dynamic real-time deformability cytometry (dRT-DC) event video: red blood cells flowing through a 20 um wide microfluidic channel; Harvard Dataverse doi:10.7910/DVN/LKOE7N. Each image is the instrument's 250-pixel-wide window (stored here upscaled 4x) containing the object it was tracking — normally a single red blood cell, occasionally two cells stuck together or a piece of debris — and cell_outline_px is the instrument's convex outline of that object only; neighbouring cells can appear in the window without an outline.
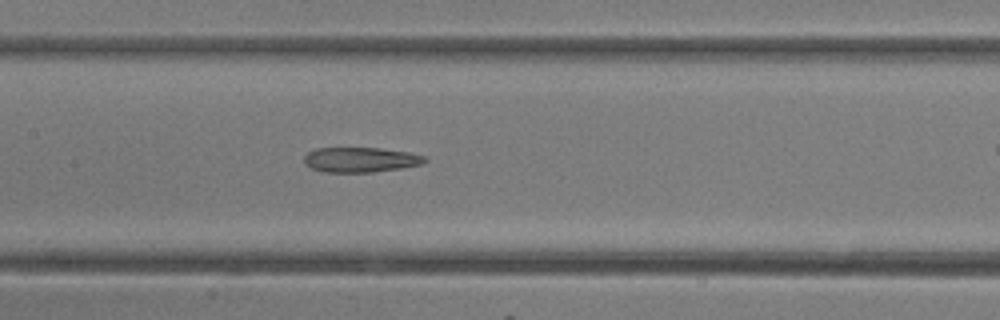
{"species": "common noctule bat (a hibernating species)", "species_latin": "Nyctalus noctula", "temperature_condition": "room temperature", "stored_images_in_passage": 27, "camera_frame_rate_fps": 3000, "um_per_image_px": 0.085, "animal": {"sex": "female"}, "frame": {"image": 1, "passage_image": 16, "time_ms": 5.0, "image_size_px": [1000, 320], "cell_outline_px": [[428, 160], [424, 164], [404, 168], [372, 172], [324, 172], [312, 168], [304, 164], [304, 156], [308, 152], [316, 148], [380, 148], [408, 152], [424, 156]], "centroid_in_image_um": [30.66, 13.58], "position_along_channel_um": 176.7, "area_um2": 17.69}}
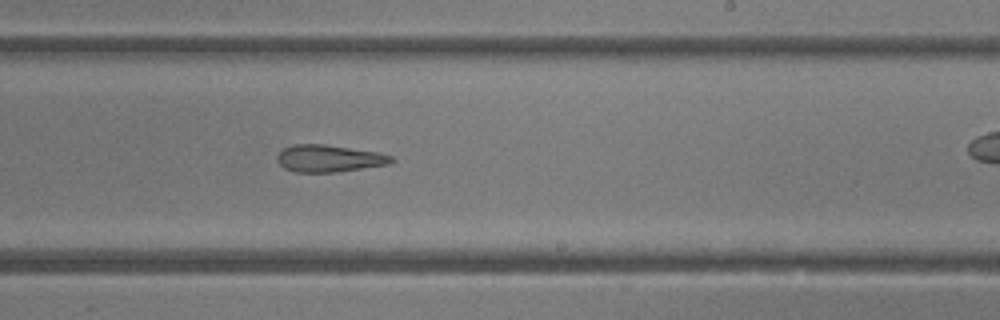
{"frame": {"image": 2, "passage_image": 20, "time_ms": 6.333, "image_size_px": [1000, 320], "cell_outline_px": [[396, 160], [388, 164], [340, 172], [296, 172], [284, 168], [276, 160], [276, 156], [284, 148], [292, 144], [324, 144], [376, 152], [392, 156]], "centroid_in_image_um": [27.95, 13.47], "position_along_channel_um": 261.1, "area_um2": 18.03}}